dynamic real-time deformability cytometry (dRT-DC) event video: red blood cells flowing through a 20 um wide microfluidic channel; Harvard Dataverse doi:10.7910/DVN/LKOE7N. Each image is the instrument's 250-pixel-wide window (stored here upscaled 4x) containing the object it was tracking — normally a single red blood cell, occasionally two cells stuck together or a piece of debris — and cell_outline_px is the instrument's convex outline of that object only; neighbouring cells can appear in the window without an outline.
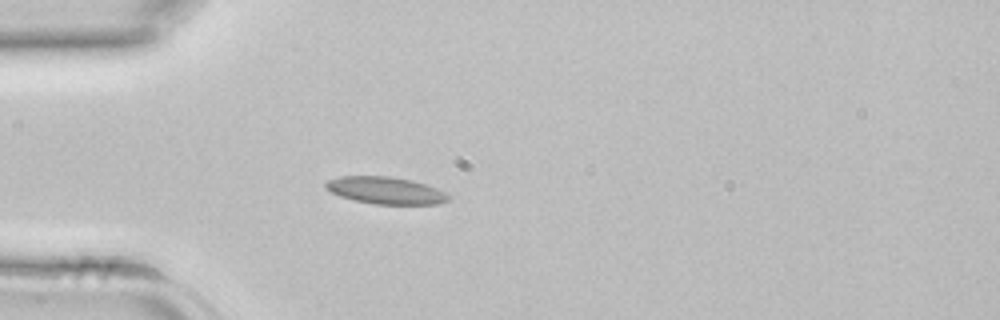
{"species": "common noctule bat (a hibernating species)", "species_latin": "Nyctalus noctula", "temperature_condition": "room temperature", "stored_images_in_passage": 35, "camera_frame_rate_fps": 3000, "um_per_image_px": 0.085, "animal": {"sex": "female", "body_mass_g": 22.7, "forearm_length_mm": 54.2}, "frame": {"image": 1, "passage_image": 6, "time_ms": 1.667, "image_size_px": [1000, 320], "cell_outline_px": [[452, 196], [448, 200], [436, 204], [372, 204], [340, 196], [324, 188], [324, 184], [328, 180], [340, 176], [388, 176], [412, 180], [436, 188]], "centroid_in_image_um": [32.76, 16.18], "position_along_channel_um": 52.2, "area_um2": 19.31}}
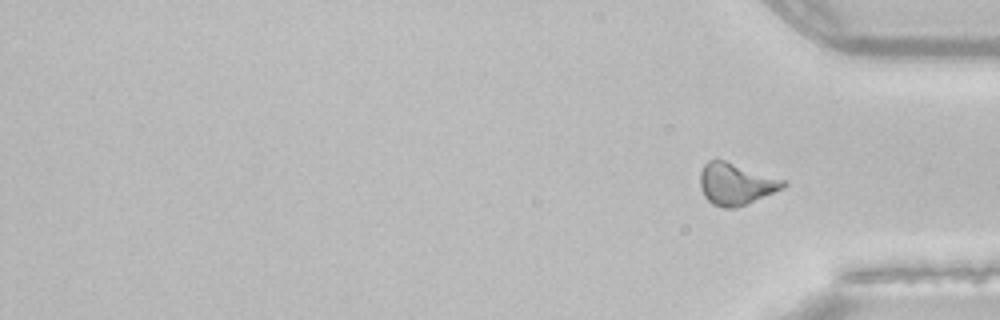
{"frame": {"image": 2, "passage_image": 35, "time_ms": 11.333, "image_size_px": [1000, 320], "cell_outline_px": [[788, 184], [784, 188], [748, 204], [736, 208], [724, 208], [712, 204], [704, 196], [700, 188], [700, 172], [704, 164], [708, 160], [724, 160], [784, 180]], "centroid_in_image_um": [62.53, 15.65], "position_along_channel_um": 372.7, "area_um2": 20.23}}